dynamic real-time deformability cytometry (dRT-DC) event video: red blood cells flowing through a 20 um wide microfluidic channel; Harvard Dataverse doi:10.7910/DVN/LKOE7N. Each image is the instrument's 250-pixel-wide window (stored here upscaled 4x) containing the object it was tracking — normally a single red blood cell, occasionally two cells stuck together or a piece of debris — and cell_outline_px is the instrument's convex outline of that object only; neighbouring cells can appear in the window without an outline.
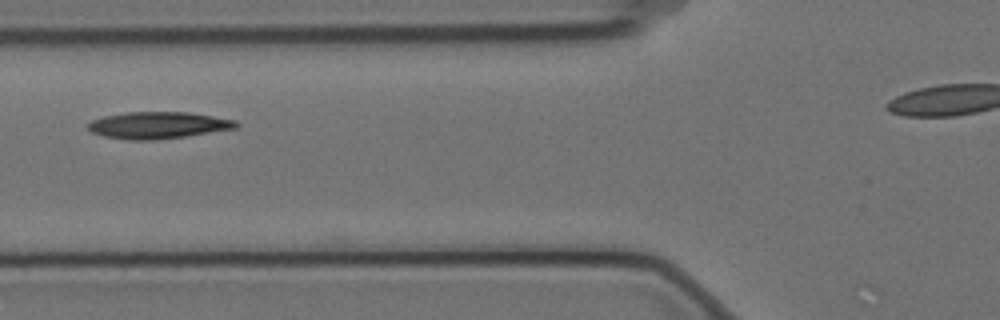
{"species": "Egyptian fruit bat (a non-hibernating species)", "species_latin": "Rousettus aegyptiacus", "temperature_condition": "cold", "stored_images_in_passage": 7, "camera_frame_rate_fps": 3000, "um_per_image_px": 0.085, "animal": {"sex": "female"}, "frame": {"image": 1, "passage_image": 4, "time_ms": 1.0, "image_size_px": [1000, 320], "cell_outline_px": [[240, 124], [236, 128], [184, 136], [152, 140], [128, 140], [104, 136], [92, 132], [88, 128], [88, 124], [92, 120], [104, 116], [124, 112], [188, 112], [236, 120]], "centroid_in_image_um": [13.43, 10.64], "position_along_channel_um": 112.4, "area_um2": 22.95}}
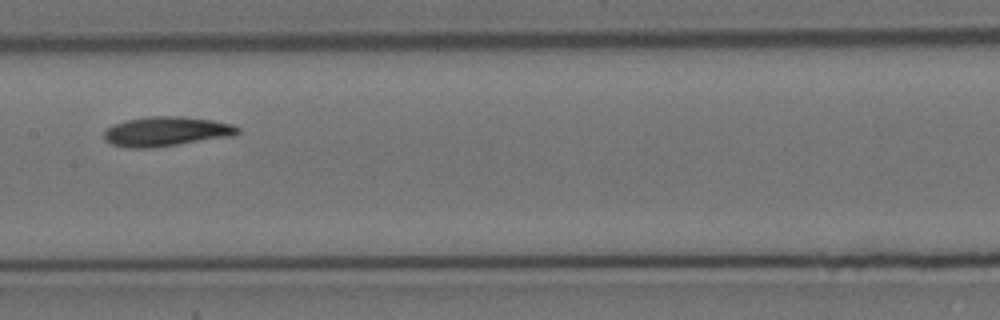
{"frame": {"image": 2, "passage_image": 6, "time_ms": 1.667, "image_size_px": [1000, 320], "cell_outline_px": [[240, 132], [236, 136], [148, 148], [128, 148], [112, 144], [104, 140], [104, 132], [112, 124], [128, 120], [148, 116], [180, 116], [212, 120], [232, 124], [240, 128]], "centroid_in_image_um": [14.15, 11.17], "position_along_channel_um": 193.2, "area_um2": 23.06}}
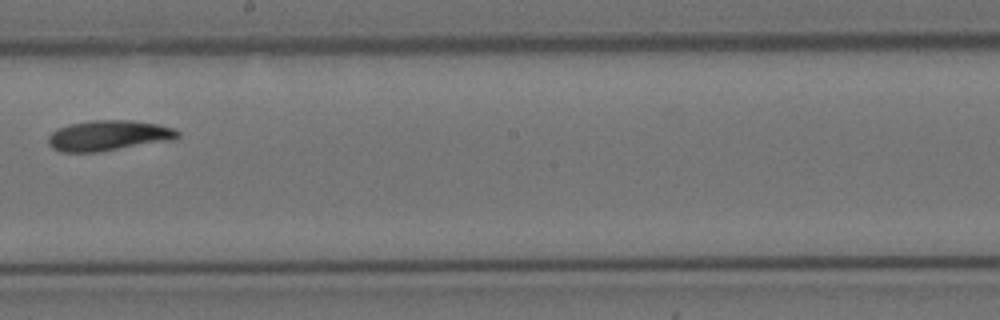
{"frame": {"image": 3, "passage_image": 7, "time_ms": 2.0, "image_size_px": [1000, 320], "cell_outline_px": [[180, 136], [176, 140], [100, 152], [60, 152], [52, 148], [48, 144], [48, 136], [52, 132], [68, 124], [92, 120], [128, 120], [156, 124], [172, 128], [180, 132]], "centroid_in_image_um": [9.24, 11.54], "position_along_channel_um": 239.0, "area_um2": 23.18}}